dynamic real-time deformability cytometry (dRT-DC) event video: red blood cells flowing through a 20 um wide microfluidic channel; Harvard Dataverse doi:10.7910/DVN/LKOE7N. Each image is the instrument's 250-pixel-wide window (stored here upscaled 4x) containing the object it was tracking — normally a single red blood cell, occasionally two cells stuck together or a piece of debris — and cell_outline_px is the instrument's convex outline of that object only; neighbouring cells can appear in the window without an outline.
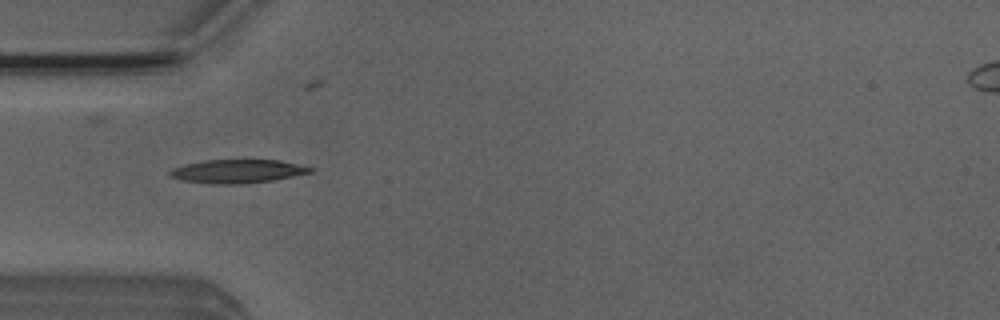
{"species": "Egyptian fruit bat (a non-hibernating species)", "species_latin": "Rousettus aegyptiacus", "temperature_condition": "room temperature", "stored_images_in_passage": 51, "camera_frame_rate_fps": 3000, "um_per_image_px": 0.085, "animal": {"sex": "male"}, "frame": {"image": 1, "passage_image": 15, "time_ms": 4.667, "image_size_px": [1000, 320], "cell_outline_px": [[312, 172], [272, 180], [240, 184], [212, 184], [180, 180], [168, 176], [168, 172], [172, 168], [184, 164], [204, 160], [280, 160], [312, 168]], "centroid_in_image_um": [20.09, 14.56], "position_along_channel_um": 64.9, "area_um2": 19.19}}
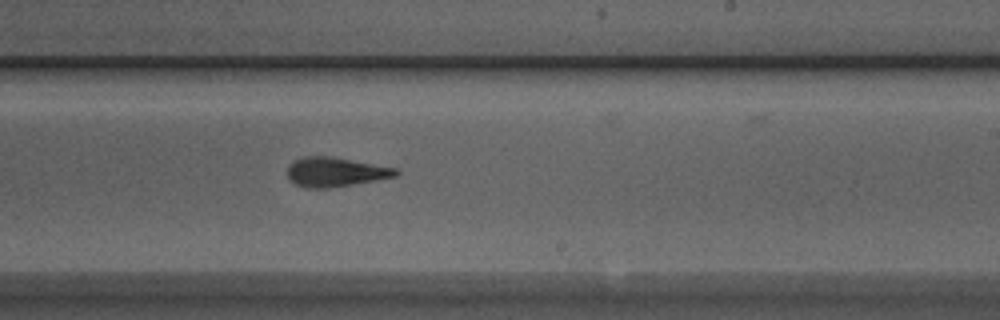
{"frame": {"image": 2, "passage_image": 30, "time_ms": 9.667, "image_size_px": [1000, 320], "cell_outline_px": [[400, 176], [328, 188], [304, 188], [288, 180], [288, 164], [304, 156], [332, 156], [396, 168], [400, 172]], "centroid_in_image_um": [28.51, 14.62], "position_along_channel_um": 260.5, "area_um2": 18.67}}
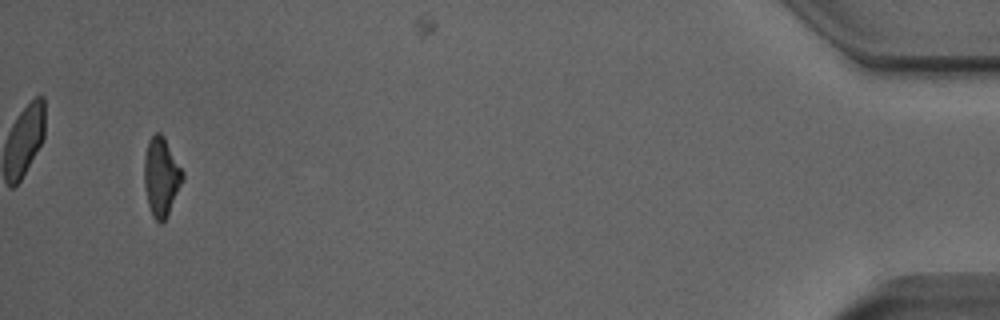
{"frame": {"image": 3, "passage_image": 49, "time_ms": 16.0, "image_size_px": [1000, 320], "cell_outline_px": [[184, 180], [164, 220], [160, 224], [152, 216], [148, 204], [144, 188], [144, 156], [148, 140], [156, 132], [160, 132], [164, 136], [184, 172]], "centroid_in_image_um": [13.7, 14.99], "position_along_channel_um": 421.5, "area_um2": 17.69}, "authors_computed_cell_mechanics": {"area_um2": 18.3226, "velocity_mm_per_s": 3.9152, "shape_relaxation_time_tau1_ms": 4.8491, "shape_relaxation_time_tau2_ms": 3.0974, "deformation_change_tau1": 0.2018, "deformation_change_tau2": 0.1217}}